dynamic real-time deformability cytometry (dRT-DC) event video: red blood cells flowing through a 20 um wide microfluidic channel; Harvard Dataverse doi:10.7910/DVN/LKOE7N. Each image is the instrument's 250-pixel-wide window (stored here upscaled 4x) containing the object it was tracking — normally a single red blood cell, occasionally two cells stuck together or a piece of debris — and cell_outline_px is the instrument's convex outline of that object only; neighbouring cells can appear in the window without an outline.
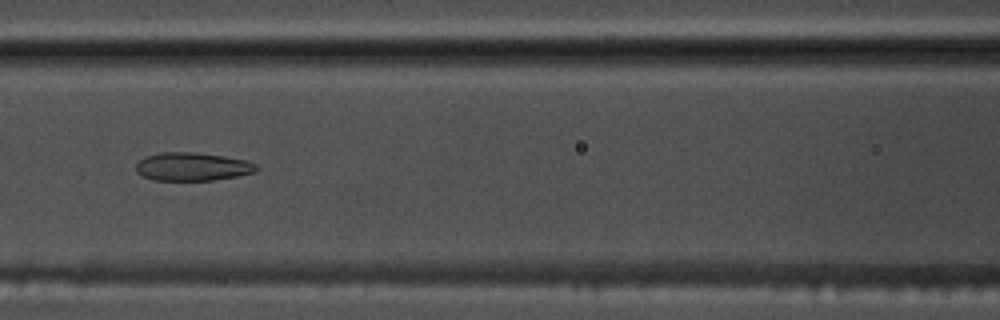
{"species": "common noctule bat (a hibernating species)", "species_latin": "Nyctalus noctula", "temperature_condition": "warm", "stored_images_in_passage": 54, "camera_frame_rate_fps": 3000, "um_per_image_px": 0.085, "animal": {"sex": "male", "body_mass_g": 17.5, "forearm_length_mm": 52.3}, "frame": {"image": 1, "passage_image": 24, "time_ms": 7.667, "image_size_px": [1000, 320], "cell_outline_px": [[260, 168], [256, 172], [236, 176], [212, 180], [152, 180], [136, 172], [136, 164], [140, 160], [148, 156], [160, 152], [192, 152], [224, 156], [244, 160], [256, 164]], "centroid_in_image_um": [16.36, 14.17], "position_along_channel_um": 150.2, "area_um2": 19.71}}
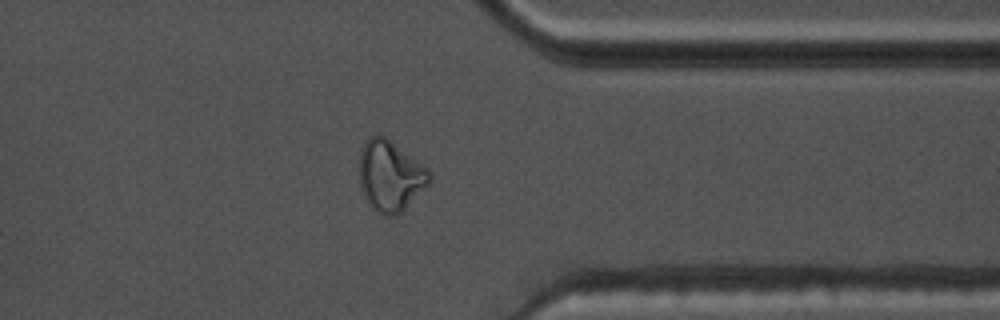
{"frame": {"image": 2, "passage_image": 43, "time_ms": 14.0, "image_size_px": [1000, 320], "cell_outline_px": [[432, 180], [396, 216], [388, 216], [372, 208], [364, 192], [360, 180], [360, 152], [364, 144], [376, 132], [384, 136], [428, 168], [432, 172]], "centroid_in_image_um": [33.2, 14.92], "position_along_channel_um": 378.2, "area_um2": 28.21}}
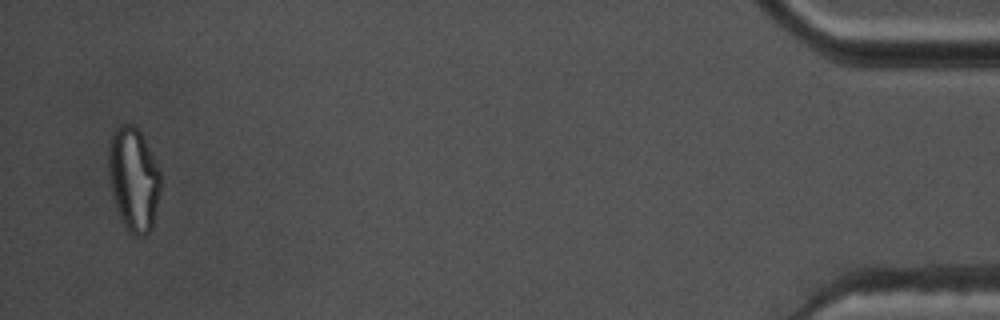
{"frame": {"image": 3, "passage_image": 53, "time_ms": 17.333, "image_size_px": [1000, 320], "cell_outline_px": [[160, 192], [152, 228], [144, 236], [136, 236], [128, 232], [124, 228], [112, 192], [108, 176], [108, 148], [112, 132], [120, 124], [132, 124], [140, 132], [160, 168]], "centroid_in_image_um": [11.35, 15.23], "position_along_channel_um": 423.8, "area_um2": 31.62}, "authors_computed_cell_mechanics": {"area_um2": 23.4379, "velocity_mm_per_s": 3.7038, "shape_relaxation_time_tau1_ms": null, "shape_relaxation_time_tau2_ms": 2.3168, "deformation_change_tau1": null, "deformation_change_tau2": 0.0989}}